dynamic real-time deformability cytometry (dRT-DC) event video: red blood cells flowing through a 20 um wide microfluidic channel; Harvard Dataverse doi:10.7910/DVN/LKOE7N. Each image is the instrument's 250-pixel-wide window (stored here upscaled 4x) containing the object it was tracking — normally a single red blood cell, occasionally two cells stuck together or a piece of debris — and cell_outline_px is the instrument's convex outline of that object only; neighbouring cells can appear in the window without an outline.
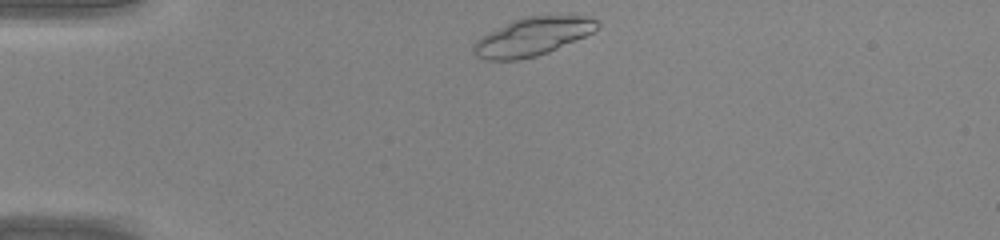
{"species": "common noctule bat (a hibernating species)", "species_latin": "Nyctalus noctula", "temperature_condition": "warm", "stored_images_in_passage": 32, "camera_frame_rate_fps": 3000, "um_per_image_px": 0.085, "animal": {"sex": "male", "body_mass_g": 20.0, "forearm_length_mm": 53.3}, "frame": {"image": 1, "passage_image": 1, "time_ms": 0.0, "image_size_px": [1000, 240], "cell_outline_px": [[600, 28], [584, 36], [548, 52], [536, 56], [520, 60], [484, 60], [476, 56], [472, 52], [472, 44], [480, 36], [512, 20], [524, 16], [584, 16], [596, 20], [600, 24]], "centroid_in_image_um": [45.2, 3.12], "position_along_channel_um": 39.8, "area_um2": 27.57}}